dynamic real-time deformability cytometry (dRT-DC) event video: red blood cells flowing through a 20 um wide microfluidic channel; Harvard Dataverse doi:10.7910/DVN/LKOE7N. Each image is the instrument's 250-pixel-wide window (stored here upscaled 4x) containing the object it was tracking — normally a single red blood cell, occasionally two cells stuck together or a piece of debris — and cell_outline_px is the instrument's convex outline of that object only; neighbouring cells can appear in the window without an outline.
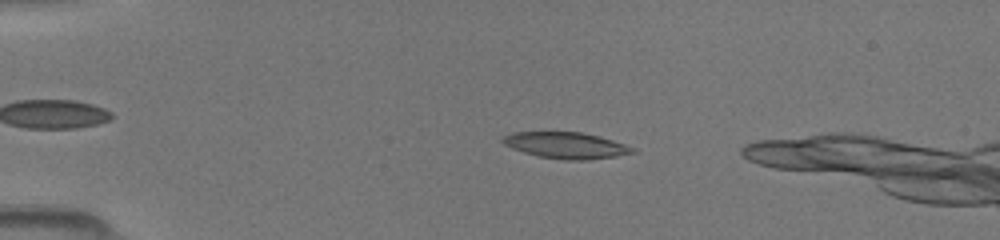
{"species": "common noctule bat (a hibernating species)", "species_latin": "Nyctalus noctula", "temperature_condition": "room temperature", "stored_images_in_passage": 45, "camera_frame_rate_fps": 3000, "um_per_image_px": 0.085, "animal": {"sex": "female", "body_mass_g": 19.5, "forearm_length_mm": 54.1}, "frame": {"image": 1, "passage_image": 11, "time_ms": 3.333, "image_size_px": [1000, 240], "cell_outline_px": [[636, 152], [616, 156], [584, 160], [564, 160], [540, 156], [524, 152], [512, 148], [504, 144], [500, 140], [504, 136], [512, 132], [580, 132], [612, 140], [624, 144], [632, 148]], "centroid_in_image_um": [48.07, 12.35], "position_along_channel_um": 36.9, "area_um2": 19.54}}
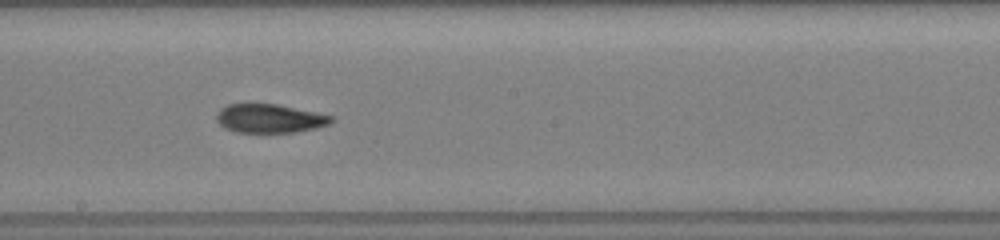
{"frame": {"image": 2, "passage_image": 28, "time_ms": 9.0, "image_size_px": [1000, 240], "cell_outline_px": [[336, 120], [328, 124], [316, 128], [296, 132], [236, 132], [224, 128], [216, 120], [216, 112], [220, 108], [228, 104], [276, 104], [332, 116]], "centroid_in_image_um": [22.88, 10.07], "position_along_channel_um": 225.3, "area_um2": 19.13}}
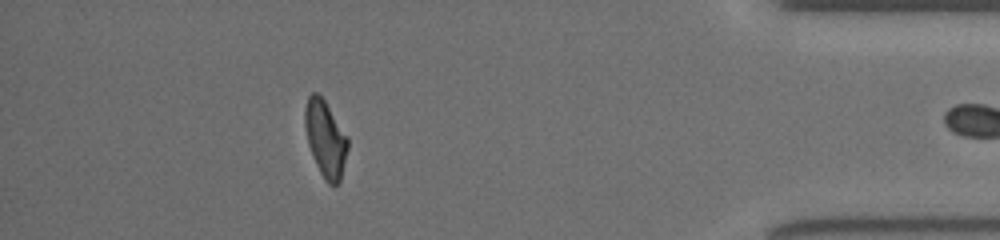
{"frame": {"image": 3, "passage_image": 44, "time_ms": 14.333, "image_size_px": [1000, 240], "cell_outline_px": [[348, 148], [340, 180], [336, 184], [328, 184], [324, 180], [316, 164], [308, 144], [304, 128], [304, 108], [308, 96], [312, 92], [316, 92], [324, 100], [348, 136]], "centroid_in_image_um": [27.64, 11.77], "position_along_channel_um": 407.6, "area_um2": 19.07}}